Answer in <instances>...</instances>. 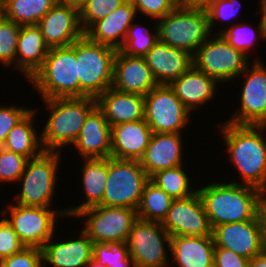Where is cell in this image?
Wrapping results in <instances>:
<instances>
[{
  "label": "cell",
  "instance_id": "83f0119b",
  "mask_svg": "<svg viewBox=\"0 0 266 267\" xmlns=\"http://www.w3.org/2000/svg\"><path fill=\"white\" fill-rule=\"evenodd\" d=\"M49 49L37 25L21 26L16 51L17 71L29 81L43 66Z\"/></svg>",
  "mask_w": 266,
  "mask_h": 267
},
{
  "label": "cell",
  "instance_id": "f35d334b",
  "mask_svg": "<svg viewBox=\"0 0 266 267\" xmlns=\"http://www.w3.org/2000/svg\"><path fill=\"white\" fill-rule=\"evenodd\" d=\"M129 256L127 243H104L93 244V258L104 266L110 267L112 264L124 261Z\"/></svg>",
  "mask_w": 266,
  "mask_h": 267
},
{
  "label": "cell",
  "instance_id": "277c9868",
  "mask_svg": "<svg viewBox=\"0 0 266 267\" xmlns=\"http://www.w3.org/2000/svg\"><path fill=\"white\" fill-rule=\"evenodd\" d=\"M41 99L79 97L76 41L50 48L43 66L29 80Z\"/></svg>",
  "mask_w": 266,
  "mask_h": 267
},
{
  "label": "cell",
  "instance_id": "f546056e",
  "mask_svg": "<svg viewBox=\"0 0 266 267\" xmlns=\"http://www.w3.org/2000/svg\"><path fill=\"white\" fill-rule=\"evenodd\" d=\"M35 109H31L8 133L2 146L8 151L23 155L28 159L40 156L44 150L41 143V133L34 128ZM39 134V135H38Z\"/></svg>",
  "mask_w": 266,
  "mask_h": 267
},
{
  "label": "cell",
  "instance_id": "1f68e13d",
  "mask_svg": "<svg viewBox=\"0 0 266 267\" xmlns=\"http://www.w3.org/2000/svg\"><path fill=\"white\" fill-rule=\"evenodd\" d=\"M173 200L163 189L149 180L144 187L136 209L137 216L139 219L146 221L162 222Z\"/></svg>",
  "mask_w": 266,
  "mask_h": 267
},
{
  "label": "cell",
  "instance_id": "7dc6e473",
  "mask_svg": "<svg viewBox=\"0 0 266 267\" xmlns=\"http://www.w3.org/2000/svg\"><path fill=\"white\" fill-rule=\"evenodd\" d=\"M213 1L215 0H180V4L189 7L206 8Z\"/></svg>",
  "mask_w": 266,
  "mask_h": 267
},
{
  "label": "cell",
  "instance_id": "ee69618b",
  "mask_svg": "<svg viewBox=\"0 0 266 267\" xmlns=\"http://www.w3.org/2000/svg\"><path fill=\"white\" fill-rule=\"evenodd\" d=\"M31 110L17 106L0 105V148L4 145L11 129Z\"/></svg>",
  "mask_w": 266,
  "mask_h": 267
},
{
  "label": "cell",
  "instance_id": "4fadbf2b",
  "mask_svg": "<svg viewBox=\"0 0 266 267\" xmlns=\"http://www.w3.org/2000/svg\"><path fill=\"white\" fill-rule=\"evenodd\" d=\"M144 109L153 133H182L192 115L169 85H158L146 94Z\"/></svg>",
  "mask_w": 266,
  "mask_h": 267
},
{
  "label": "cell",
  "instance_id": "52a82bcc",
  "mask_svg": "<svg viewBox=\"0 0 266 267\" xmlns=\"http://www.w3.org/2000/svg\"><path fill=\"white\" fill-rule=\"evenodd\" d=\"M61 156L58 152H43L40 156L28 160L18 181L22 186L21 191L14 195L16 204L51 208L56 194Z\"/></svg>",
  "mask_w": 266,
  "mask_h": 267
},
{
  "label": "cell",
  "instance_id": "30bf717a",
  "mask_svg": "<svg viewBox=\"0 0 266 267\" xmlns=\"http://www.w3.org/2000/svg\"><path fill=\"white\" fill-rule=\"evenodd\" d=\"M75 219H82V229L93 243H125L134 222L138 219L137 211L125 207L96 205L78 212Z\"/></svg>",
  "mask_w": 266,
  "mask_h": 267
},
{
  "label": "cell",
  "instance_id": "9c48e42d",
  "mask_svg": "<svg viewBox=\"0 0 266 267\" xmlns=\"http://www.w3.org/2000/svg\"><path fill=\"white\" fill-rule=\"evenodd\" d=\"M6 208L1 214L12 226L25 247L42 248L56 234L54 232L57 218L67 216L66 208L55 211L52 208L22 206L11 202ZM8 211L9 213H7ZM5 214H9V216H5Z\"/></svg>",
  "mask_w": 266,
  "mask_h": 267
},
{
  "label": "cell",
  "instance_id": "c3c4849f",
  "mask_svg": "<svg viewBox=\"0 0 266 267\" xmlns=\"http://www.w3.org/2000/svg\"><path fill=\"white\" fill-rule=\"evenodd\" d=\"M249 267H266V250L250 259Z\"/></svg>",
  "mask_w": 266,
  "mask_h": 267
},
{
  "label": "cell",
  "instance_id": "7c38bea8",
  "mask_svg": "<svg viewBox=\"0 0 266 267\" xmlns=\"http://www.w3.org/2000/svg\"><path fill=\"white\" fill-rule=\"evenodd\" d=\"M170 237L161 222L138 218L126 241L135 267H169Z\"/></svg>",
  "mask_w": 266,
  "mask_h": 267
},
{
  "label": "cell",
  "instance_id": "ac0fdd59",
  "mask_svg": "<svg viewBox=\"0 0 266 267\" xmlns=\"http://www.w3.org/2000/svg\"><path fill=\"white\" fill-rule=\"evenodd\" d=\"M158 86L144 57H131L117 50L114 58L112 87L125 93L145 96Z\"/></svg>",
  "mask_w": 266,
  "mask_h": 267
},
{
  "label": "cell",
  "instance_id": "7bdbcfd3",
  "mask_svg": "<svg viewBox=\"0 0 266 267\" xmlns=\"http://www.w3.org/2000/svg\"><path fill=\"white\" fill-rule=\"evenodd\" d=\"M25 245L20 241L17 233L7 220H0V261L21 251Z\"/></svg>",
  "mask_w": 266,
  "mask_h": 267
},
{
  "label": "cell",
  "instance_id": "8fae6325",
  "mask_svg": "<svg viewBox=\"0 0 266 267\" xmlns=\"http://www.w3.org/2000/svg\"><path fill=\"white\" fill-rule=\"evenodd\" d=\"M249 57L231 46L221 35H211L193 55V65L219 83L238 78Z\"/></svg>",
  "mask_w": 266,
  "mask_h": 267
},
{
  "label": "cell",
  "instance_id": "ffe728a7",
  "mask_svg": "<svg viewBox=\"0 0 266 267\" xmlns=\"http://www.w3.org/2000/svg\"><path fill=\"white\" fill-rule=\"evenodd\" d=\"M182 133H153L141 166L151 178L155 173L183 165Z\"/></svg>",
  "mask_w": 266,
  "mask_h": 267
},
{
  "label": "cell",
  "instance_id": "9a60e30c",
  "mask_svg": "<svg viewBox=\"0 0 266 267\" xmlns=\"http://www.w3.org/2000/svg\"><path fill=\"white\" fill-rule=\"evenodd\" d=\"M161 225L170 236H213L198 191L190 197L174 199Z\"/></svg>",
  "mask_w": 266,
  "mask_h": 267
},
{
  "label": "cell",
  "instance_id": "d590c367",
  "mask_svg": "<svg viewBox=\"0 0 266 267\" xmlns=\"http://www.w3.org/2000/svg\"><path fill=\"white\" fill-rule=\"evenodd\" d=\"M20 29L21 26L17 23L5 17L0 19V63L4 67L12 66L16 69V51Z\"/></svg>",
  "mask_w": 266,
  "mask_h": 267
},
{
  "label": "cell",
  "instance_id": "836d02e7",
  "mask_svg": "<svg viewBox=\"0 0 266 267\" xmlns=\"http://www.w3.org/2000/svg\"><path fill=\"white\" fill-rule=\"evenodd\" d=\"M134 21L127 30L124 43L120 51L131 57H144L158 41L157 20L153 31Z\"/></svg>",
  "mask_w": 266,
  "mask_h": 267
},
{
  "label": "cell",
  "instance_id": "f6af8a7d",
  "mask_svg": "<svg viewBox=\"0 0 266 267\" xmlns=\"http://www.w3.org/2000/svg\"><path fill=\"white\" fill-rule=\"evenodd\" d=\"M249 259L235 252L215 247L214 250V267H249Z\"/></svg>",
  "mask_w": 266,
  "mask_h": 267
},
{
  "label": "cell",
  "instance_id": "5b68a950",
  "mask_svg": "<svg viewBox=\"0 0 266 267\" xmlns=\"http://www.w3.org/2000/svg\"><path fill=\"white\" fill-rule=\"evenodd\" d=\"M157 28L159 41L191 55L212 35L206 9L180 3L157 20Z\"/></svg>",
  "mask_w": 266,
  "mask_h": 267
},
{
  "label": "cell",
  "instance_id": "4316f807",
  "mask_svg": "<svg viewBox=\"0 0 266 267\" xmlns=\"http://www.w3.org/2000/svg\"><path fill=\"white\" fill-rule=\"evenodd\" d=\"M214 250L213 236L170 237V263H177V267H214Z\"/></svg>",
  "mask_w": 266,
  "mask_h": 267
},
{
  "label": "cell",
  "instance_id": "603a6c76",
  "mask_svg": "<svg viewBox=\"0 0 266 267\" xmlns=\"http://www.w3.org/2000/svg\"><path fill=\"white\" fill-rule=\"evenodd\" d=\"M152 134L145 119L111 126L110 157L139 161L149 145Z\"/></svg>",
  "mask_w": 266,
  "mask_h": 267
},
{
  "label": "cell",
  "instance_id": "7a4b0ae2",
  "mask_svg": "<svg viewBox=\"0 0 266 267\" xmlns=\"http://www.w3.org/2000/svg\"><path fill=\"white\" fill-rule=\"evenodd\" d=\"M211 228L258 218L262 190L239 183L221 182L198 188Z\"/></svg>",
  "mask_w": 266,
  "mask_h": 267
},
{
  "label": "cell",
  "instance_id": "e0dca14e",
  "mask_svg": "<svg viewBox=\"0 0 266 267\" xmlns=\"http://www.w3.org/2000/svg\"><path fill=\"white\" fill-rule=\"evenodd\" d=\"M37 27L49 48L69 46L84 35L79 9L60 2L38 21Z\"/></svg>",
  "mask_w": 266,
  "mask_h": 267
},
{
  "label": "cell",
  "instance_id": "5bb4252c",
  "mask_svg": "<svg viewBox=\"0 0 266 267\" xmlns=\"http://www.w3.org/2000/svg\"><path fill=\"white\" fill-rule=\"evenodd\" d=\"M259 58L247 65L239 103L226 122L237 125H266V66ZM251 66V67H250ZM250 70V71H249Z\"/></svg>",
  "mask_w": 266,
  "mask_h": 267
},
{
  "label": "cell",
  "instance_id": "8d00e7d4",
  "mask_svg": "<svg viewBox=\"0 0 266 267\" xmlns=\"http://www.w3.org/2000/svg\"><path fill=\"white\" fill-rule=\"evenodd\" d=\"M126 0H86L79 9L80 25L84 33L98 20L103 19Z\"/></svg>",
  "mask_w": 266,
  "mask_h": 267
},
{
  "label": "cell",
  "instance_id": "b9f144b4",
  "mask_svg": "<svg viewBox=\"0 0 266 267\" xmlns=\"http://www.w3.org/2000/svg\"><path fill=\"white\" fill-rule=\"evenodd\" d=\"M240 0H215L211 2L205 9L208 14L209 27L212 32L215 23L218 20H231L238 16L241 7ZM217 19V20H216Z\"/></svg>",
  "mask_w": 266,
  "mask_h": 267
},
{
  "label": "cell",
  "instance_id": "7402d4cb",
  "mask_svg": "<svg viewBox=\"0 0 266 267\" xmlns=\"http://www.w3.org/2000/svg\"><path fill=\"white\" fill-rule=\"evenodd\" d=\"M136 14L132 2L126 0L106 17L96 21L84 34L93 42L120 50Z\"/></svg>",
  "mask_w": 266,
  "mask_h": 267
},
{
  "label": "cell",
  "instance_id": "db71d44e",
  "mask_svg": "<svg viewBox=\"0 0 266 267\" xmlns=\"http://www.w3.org/2000/svg\"><path fill=\"white\" fill-rule=\"evenodd\" d=\"M259 9L257 12H266V0H260Z\"/></svg>",
  "mask_w": 266,
  "mask_h": 267
},
{
  "label": "cell",
  "instance_id": "681fc988",
  "mask_svg": "<svg viewBox=\"0 0 266 267\" xmlns=\"http://www.w3.org/2000/svg\"><path fill=\"white\" fill-rule=\"evenodd\" d=\"M135 267L134 261L128 256L124 261L112 264L110 267Z\"/></svg>",
  "mask_w": 266,
  "mask_h": 267
},
{
  "label": "cell",
  "instance_id": "2e32d148",
  "mask_svg": "<svg viewBox=\"0 0 266 267\" xmlns=\"http://www.w3.org/2000/svg\"><path fill=\"white\" fill-rule=\"evenodd\" d=\"M212 235L215 247L231 250L249 260L266 250L259 218L216 226Z\"/></svg>",
  "mask_w": 266,
  "mask_h": 267
},
{
  "label": "cell",
  "instance_id": "f907efd6",
  "mask_svg": "<svg viewBox=\"0 0 266 267\" xmlns=\"http://www.w3.org/2000/svg\"><path fill=\"white\" fill-rule=\"evenodd\" d=\"M58 2L80 9L86 0H58Z\"/></svg>",
  "mask_w": 266,
  "mask_h": 267
},
{
  "label": "cell",
  "instance_id": "60d3db41",
  "mask_svg": "<svg viewBox=\"0 0 266 267\" xmlns=\"http://www.w3.org/2000/svg\"><path fill=\"white\" fill-rule=\"evenodd\" d=\"M0 267H45L42 249L38 247H24L18 253L2 259Z\"/></svg>",
  "mask_w": 266,
  "mask_h": 267
},
{
  "label": "cell",
  "instance_id": "e575fe53",
  "mask_svg": "<svg viewBox=\"0 0 266 267\" xmlns=\"http://www.w3.org/2000/svg\"><path fill=\"white\" fill-rule=\"evenodd\" d=\"M256 29L251 28L250 25H246V23H236L228 28L224 27L217 34L221 35L231 46L235 49L241 51L247 57L253 48V44L256 42V38H260L264 40L263 36V24L261 18ZM257 33V34H256Z\"/></svg>",
  "mask_w": 266,
  "mask_h": 267
},
{
  "label": "cell",
  "instance_id": "484cf974",
  "mask_svg": "<svg viewBox=\"0 0 266 267\" xmlns=\"http://www.w3.org/2000/svg\"><path fill=\"white\" fill-rule=\"evenodd\" d=\"M97 107L103 112L110 126L144 119V96L125 93L110 87L97 99Z\"/></svg>",
  "mask_w": 266,
  "mask_h": 267
},
{
  "label": "cell",
  "instance_id": "ba28073f",
  "mask_svg": "<svg viewBox=\"0 0 266 267\" xmlns=\"http://www.w3.org/2000/svg\"><path fill=\"white\" fill-rule=\"evenodd\" d=\"M149 180L140 161L109 157L105 192L99 205L136 210Z\"/></svg>",
  "mask_w": 266,
  "mask_h": 267
},
{
  "label": "cell",
  "instance_id": "bcb514c9",
  "mask_svg": "<svg viewBox=\"0 0 266 267\" xmlns=\"http://www.w3.org/2000/svg\"><path fill=\"white\" fill-rule=\"evenodd\" d=\"M258 218L260 220L263 238L266 243V191H263L260 197Z\"/></svg>",
  "mask_w": 266,
  "mask_h": 267
},
{
  "label": "cell",
  "instance_id": "cb8c5ba5",
  "mask_svg": "<svg viewBox=\"0 0 266 267\" xmlns=\"http://www.w3.org/2000/svg\"><path fill=\"white\" fill-rule=\"evenodd\" d=\"M53 235L41 248L43 264L52 267H85L93 258V242L81 230L80 236L60 242H52Z\"/></svg>",
  "mask_w": 266,
  "mask_h": 267
},
{
  "label": "cell",
  "instance_id": "ab89813d",
  "mask_svg": "<svg viewBox=\"0 0 266 267\" xmlns=\"http://www.w3.org/2000/svg\"><path fill=\"white\" fill-rule=\"evenodd\" d=\"M138 14L152 18L155 21L169 14L180 0H130Z\"/></svg>",
  "mask_w": 266,
  "mask_h": 267
},
{
  "label": "cell",
  "instance_id": "d4e9b609",
  "mask_svg": "<svg viewBox=\"0 0 266 267\" xmlns=\"http://www.w3.org/2000/svg\"><path fill=\"white\" fill-rule=\"evenodd\" d=\"M219 82L208 76L206 73L191 66L179 78L174 80L169 86L174 90L176 97L190 111L200 109L215 97Z\"/></svg>",
  "mask_w": 266,
  "mask_h": 267
},
{
  "label": "cell",
  "instance_id": "44dd1931",
  "mask_svg": "<svg viewBox=\"0 0 266 267\" xmlns=\"http://www.w3.org/2000/svg\"><path fill=\"white\" fill-rule=\"evenodd\" d=\"M73 146L81 158L110 157L111 126L97 106L87 116Z\"/></svg>",
  "mask_w": 266,
  "mask_h": 267
},
{
  "label": "cell",
  "instance_id": "74e56055",
  "mask_svg": "<svg viewBox=\"0 0 266 267\" xmlns=\"http://www.w3.org/2000/svg\"><path fill=\"white\" fill-rule=\"evenodd\" d=\"M28 158L23 155L0 148V183H17L22 176Z\"/></svg>",
  "mask_w": 266,
  "mask_h": 267
},
{
  "label": "cell",
  "instance_id": "3957f363",
  "mask_svg": "<svg viewBox=\"0 0 266 267\" xmlns=\"http://www.w3.org/2000/svg\"><path fill=\"white\" fill-rule=\"evenodd\" d=\"M48 112L41 131L44 152L61 153L66 145H73L89 113L97 106L92 97L53 98L43 100Z\"/></svg>",
  "mask_w": 266,
  "mask_h": 267
},
{
  "label": "cell",
  "instance_id": "f1b7e54d",
  "mask_svg": "<svg viewBox=\"0 0 266 267\" xmlns=\"http://www.w3.org/2000/svg\"><path fill=\"white\" fill-rule=\"evenodd\" d=\"M82 184L87 201L67 208V216L74 217L88 207L99 205L103 200L108 175V158H83Z\"/></svg>",
  "mask_w": 266,
  "mask_h": 267
},
{
  "label": "cell",
  "instance_id": "11a10c76",
  "mask_svg": "<svg viewBox=\"0 0 266 267\" xmlns=\"http://www.w3.org/2000/svg\"><path fill=\"white\" fill-rule=\"evenodd\" d=\"M3 17V14H2V6L0 4V19Z\"/></svg>",
  "mask_w": 266,
  "mask_h": 267
},
{
  "label": "cell",
  "instance_id": "f5cc1de1",
  "mask_svg": "<svg viewBox=\"0 0 266 267\" xmlns=\"http://www.w3.org/2000/svg\"><path fill=\"white\" fill-rule=\"evenodd\" d=\"M85 267H107L97 262L95 258H92Z\"/></svg>",
  "mask_w": 266,
  "mask_h": 267
},
{
  "label": "cell",
  "instance_id": "d6986e66",
  "mask_svg": "<svg viewBox=\"0 0 266 267\" xmlns=\"http://www.w3.org/2000/svg\"><path fill=\"white\" fill-rule=\"evenodd\" d=\"M144 58L158 85H170L193 66V55L159 40Z\"/></svg>",
  "mask_w": 266,
  "mask_h": 267
},
{
  "label": "cell",
  "instance_id": "8992f818",
  "mask_svg": "<svg viewBox=\"0 0 266 267\" xmlns=\"http://www.w3.org/2000/svg\"><path fill=\"white\" fill-rule=\"evenodd\" d=\"M117 50L91 41L85 34L76 40L79 97L97 99L113 84Z\"/></svg>",
  "mask_w": 266,
  "mask_h": 267
},
{
  "label": "cell",
  "instance_id": "4dcf8cb0",
  "mask_svg": "<svg viewBox=\"0 0 266 267\" xmlns=\"http://www.w3.org/2000/svg\"><path fill=\"white\" fill-rule=\"evenodd\" d=\"M58 0H5L2 6L3 17L20 26L37 25Z\"/></svg>",
  "mask_w": 266,
  "mask_h": 267
},
{
  "label": "cell",
  "instance_id": "d6a6232c",
  "mask_svg": "<svg viewBox=\"0 0 266 267\" xmlns=\"http://www.w3.org/2000/svg\"><path fill=\"white\" fill-rule=\"evenodd\" d=\"M184 165L176 166L155 173L150 180L163 189L173 199H183L195 194L198 189H192Z\"/></svg>",
  "mask_w": 266,
  "mask_h": 267
},
{
  "label": "cell",
  "instance_id": "6da1fadb",
  "mask_svg": "<svg viewBox=\"0 0 266 267\" xmlns=\"http://www.w3.org/2000/svg\"><path fill=\"white\" fill-rule=\"evenodd\" d=\"M219 132L226 145L227 156L241 181L234 182L266 191V125H237L222 122ZM263 131V132H262Z\"/></svg>",
  "mask_w": 266,
  "mask_h": 267
},
{
  "label": "cell",
  "instance_id": "816d5d0a",
  "mask_svg": "<svg viewBox=\"0 0 266 267\" xmlns=\"http://www.w3.org/2000/svg\"><path fill=\"white\" fill-rule=\"evenodd\" d=\"M256 14L260 13V18L262 20V24H263V36L264 39L266 40V12H255Z\"/></svg>",
  "mask_w": 266,
  "mask_h": 267
}]
</instances>
